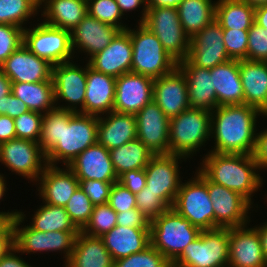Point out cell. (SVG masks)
Returning a JSON list of instances; mask_svg holds the SVG:
<instances>
[{"label":"cell","mask_w":267,"mask_h":267,"mask_svg":"<svg viewBox=\"0 0 267 267\" xmlns=\"http://www.w3.org/2000/svg\"><path fill=\"white\" fill-rule=\"evenodd\" d=\"M43 114L27 111L14 118L16 138L38 142L41 134Z\"/></svg>","instance_id":"f6af8a7d"},{"label":"cell","mask_w":267,"mask_h":267,"mask_svg":"<svg viewBox=\"0 0 267 267\" xmlns=\"http://www.w3.org/2000/svg\"><path fill=\"white\" fill-rule=\"evenodd\" d=\"M217 105L244 104L239 60L231 59L210 69Z\"/></svg>","instance_id":"4dcf8cb0"},{"label":"cell","mask_w":267,"mask_h":267,"mask_svg":"<svg viewBox=\"0 0 267 267\" xmlns=\"http://www.w3.org/2000/svg\"><path fill=\"white\" fill-rule=\"evenodd\" d=\"M244 104L253 106L267 116V62L239 60Z\"/></svg>","instance_id":"f1b7e54d"},{"label":"cell","mask_w":267,"mask_h":267,"mask_svg":"<svg viewBox=\"0 0 267 267\" xmlns=\"http://www.w3.org/2000/svg\"><path fill=\"white\" fill-rule=\"evenodd\" d=\"M153 101L169 119L190 108L187 81L178 67L154 79Z\"/></svg>","instance_id":"44dd1931"},{"label":"cell","mask_w":267,"mask_h":267,"mask_svg":"<svg viewBox=\"0 0 267 267\" xmlns=\"http://www.w3.org/2000/svg\"><path fill=\"white\" fill-rule=\"evenodd\" d=\"M40 11L43 22L71 32L88 14V4L87 0H40Z\"/></svg>","instance_id":"1f68e13d"},{"label":"cell","mask_w":267,"mask_h":267,"mask_svg":"<svg viewBox=\"0 0 267 267\" xmlns=\"http://www.w3.org/2000/svg\"><path fill=\"white\" fill-rule=\"evenodd\" d=\"M248 225L229 228L228 267H267L259 233Z\"/></svg>","instance_id":"7402d4cb"},{"label":"cell","mask_w":267,"mask_h":267,"mask_svg":"<svg viewBox=\"0 0 267 267\" xmlns=\"http://www.w3.org/2000/svg\"><path fill=\"white\" fill-rule=\"evenodd\" d=\"M71 112L55 107L47 113H43L38 144L45 155L60 142L61 123Z\"/></svg>","instance_id":"ab89813d"},{"label":"cell","mask_w":267,"mask_h":267,"mask_svg":"<svg viewBox=\"0 0 267 267\" xmlns=\"http://www.w3.org/2000/svg\"><path fill=\"white\" fill-rule=\"evenodd\" d=\"M19 254V256H18ZM0 267H33L20 256L16 248L0 259Z\"/></svg>","instance_id":"94428289"},{"label":"cell","mask_w":267,"mask_h":267,"mask_svg":"<svg viewBox=\"0 0 267 267\" xmlns=\"http://www.w3.org/2000/svg\"><path fill=\"white\" fill-rule=\"evenodd\" d=\"M114 267H172L171 262L151 244L143 251L114 261Z\"/></svg>","instance_id":"7bdbcfd3"},{"label":"cell","mask_w":267,"mask_h":267,"mask_svg":"<svg viewBox=\"0 0 267 267\" xmlns=\"http://www.w3.org/2000/svg\"><path fill=\"white\" fill-rule=\"evenodd\" d=\"M109 152L118 178L127 171L144 169L154 156L138 138Z\"/></svg>","instance_id":"d590c367"},{"label":"cell","mask_w":267,"mask_h":267,"mask_svg":"<svg viewBox=\"0 0 267 267\" xmlns=\"http://www.w3.org/2000/svg\"><path fill=\"white\" fill-rule=\"evenodd\" d=\"M188 180L181 183L172 208L200 231L214 229L215 214L208 194L207 177L197 169L194 177Z\"/></svg>","instance_id":"9c48e42d"},{"label":"cell","mask_w":267,"mask_h":267,"mask_svg":"<svg viewBox=\"0 0 267 267\" xmlns=\"http://www.w3.org/2000/svg\"><path fill=\"white\" fill-rule=\"evenodd\" d=\"M108 204L117 213H121L136 208V196L120 182H115L111 188Z\"/></svg>","instance_id":"816d5d0a"},{"label":"cell","mask_w":267,"mask_h":267,"mask_svg":"<svg viewBox=\"0 0 267 267\" xmlns=\"http://www.w3.org/2000/svg\"><path fill=\"white\" fill-rule=\"evenodd\" d=\"M215 19L223 29L249 30L255 19V8L241 0H217Z\"/></svg>","instance_id":"8d00e7d4"},{"label":"cell","mask_w":267,"mask_h":267,"mask_svg":"<svg viewBox=\"0 0 267 267\" xmlns=\"http://www.w3.org/2000/svg\"><path fill=\"white\" fill-rule=\"evenodd\" d=\"M135 196L136 208L150 221L170 208L158 194L149 191V188L146 186Z\"/></svg>","instance_id":"7dc6e473"},{"label":"cell","mask_w":267,"mask_h":267,"mask_svg":"<svg viewBox=\"0 0 267 267\" xmlns=\"http://www.w3.org/2000/svg\"><path fill=\"white\" fill-rule=\"evenodd\" d=\"M115 182L118 181L79 180V187L86 193L95 206L108 203L111 188Z\"/></svg>","instance_id":"f907efd6"},{"label":"cell","mask_w":267,"mask_h":267,"mask_svg":"<svg viewBox=\"0 0 267 267\" xmlns=\"http://www.w3.org/2000/svg\"><path fill=\"white\" fill-rule=\"evenodd\" d=\"M210 139L211 112L189 108L170 118L169 154L192 158Z\"/></svg>","instance_id":"277c9868"},{"label":"cell","mask_w":267,"mask_h":267,"mask_svg":"<svg viewBox=\"0 0 267 267\" xmlns=\"http://www.w3.org/2000/svg\"><path fill=\"white\" fill-rule=\"evenodd\" d=\"M38 9L40 0H0V24L15 25L25 29L29 18H34L40 12Z\"/></svg>","instance_id":"f35d334b"},{"label":"cell","mask_w":267,"mask_h":267,"mask_svg":"<svg viewBox=\"0 0 267 267\" xmlns=\"http://www.w3.org/2000/svg\"><path fill=\"white\" fill-rule=\"evenodd\" d=\"M216 2L215 0H183L178 4L181 25L190 38L215 19Z\"/></svg>","instance_id":"e575fe53"},{"label":"cell","mask_w":267,"mask_h":267,"mask_svg":"<svg viewBox=\"0 0 267 267\" xmlns=\"http://www.w3.org/2000/svg\"><path fill=\"white\" fill-rule=\"evenodd\" d=\"M121 30L106 24L87 14L70 32L71 47L75 53H85L87 61L96 53L102 51ZM83 51V52H82Z\"/></svg>","instance_id":"ffe728a7"},{"label":"cell","mask_w":267,"mask_h":267,"mask_svg":"<svg viewBox=\"0 0 267 267\" xmlns=\"http://www.w3.org/2000/svg\"><path fill=\"white\" fill-rule=\"evenodd\" d=\"M137 24L136 28L130 27L131 72L156 79L173 71L178 66V62L164 50L153 32L142 23Z\"/></svg>","instance_id":"8992f818"},{"label":"cell","mask_w":267,"mask_h":267,"mask_svg":"<svg viewBox=\"0 0 267 267\" xmlns=\"http://www.w3.org/2000/svg\"><path fill=\"white\" fill-rule=\"evenodd\" d=\"M27 111L29 109L26 104L12 93L0 99V115H7L14 119Z\"/></svg>","instance_id":"11a10c76"},{"label":"cell","mask_w":267,"mask_h":267,"mask_svg":"<svg viewBox=\"0 0 267 267\" xmlns=\"http://www.w3.org/2000/svg\"><path fill=\"white\" fill-rule=\"evenodd\" d=\"M253 226L259 233L264 258L267 262V222ZM259 225V226H258Z\"/></svg>","instance_id":"be15d7a7"},{"label":"cell","mask_w":267,"mask_h":267,"mask_svg":"<svg viewBox=\"0 0 267 267\" xmlns=\"http://www.w3.org/2000/svg\"><path fill=\"white\" fill-rule=\"evenodd\" d=\"M149 229L150 244L171 263L201 232L172 207L151 220Z\"/></svg>","instance_id":"5b68a950"},{"label":"cell","mask_w":267,"mask_h":267,"mask_svg":"<svg viewBox=\"0 0 267 267\" xmlns=\"http://www.w3.org/2000/svg\"><path fill=\"white\" fill-rule=\"evenodd\" d=\"M116 77L100 73L90 67L87 61L86 95L83 113L102 116L113 111Z\"/></svg>","instance_id":"4316f807"},{"label":"cell","mask_w":267,"mask_h":267,"mask_svg":"<svg viewBox=\"0 0 267 267\" xmlns=\"http://www.w3.org/2000/svg\"><path fill=\"white\" fill-rule=\"evenodd\" d=\"M117 225L131 228H149L150 220L137 208L117 213Z\"/></svg>","instance_id":"f5cc1de1"},{"label":"cell","mask_w":267,"mask_h":267,"mask_svg":"<svg viewBox=\"0 0 267 267\" xmlns=\"http://www.w3.org/2000/svg\"><path fill=\"white\" fill-rule=\"evenodd\" d=\"M34 215H32L30 226L40 232H53V231H80L65 207L54 206L47 203H41Z\"/></svg>","instance_id":"74e56055"},{"label":"cell","mask_w":267,"mask_h":267,"mask_svg":"<svg viewBox=\"0 0 267 267\" xmlns=\"http://www.w3.org/2000/svg\"><path fill=\"white\" fill-rule=\"evenodd\" d=\"M187 59L205 69L231 60L224 45L223 28L216 19L191 37Z\"/></svg>","instance_id":"2e32d148"},{"label":"cell","mask_w":267,"mask_h":267,"mask_svg":"<svg viewBox=\"0 0 267 267\" xmlns=\"http://www.w3.org/2000/svg\"><path fill=\"white\" fill-rule=\"evenodd\" d=\"M14 248V230L10 222L0 232V259L6 256Z\"/></svg>","instance_id":"680465c9"},{"label":"cell","mask_w":267,"mask_h":267,"mask_svg":"<svg viewBox=\"0 0 267 267\" xmlns=\"http://www.w3.org/2000/svg\"><path fill=\"white\" fill-rule=\"evenodd\" d=\"M223 41L231 59H247L248 30L223 29Z\"/></svg>","instance_id":"c3c4849f"},{"label":"cell","mask_w":267,"mask_h":267,"mask_svg":"<svg viewBox=\"0 0 267 267\" xmlns=\"http://www.w3.org/2000/svg\"><path fill=\"white\" fill-rule=\"evenodd\" d=\"M11 85L12 82L8 79V77L3 73L0 68V99L11 93Z\"/></svg>","instance_id":"e7e4bbea"},{"label":"cell","mask_w":267,"mask_h":267,"mask_svg":"<svg viewBox=\"0 0 267 267\" xmlns=\"http://www.w3.org/2000/svg\"><path fill=\"white\" fill-rule=\"evenodd\" d=\"M63 167L47 165L39 177L36 190L43 203L65 207L79 187V180L74 172L68 166Z\"/></svg>","instance_id":"cb8c5ba5"},{"label":"cell","mask_w":267,"mask_h":267,"mask_svg":"<svg viewBox=\"0 0 267 267\" xmlns=\"http://www.w3.org/2000/svg\"><path fill=\"white\" fill-rule=\"evenodd\" d=\"M15 210V211H14ZM13 211H0V232L13 220L18 214L19 211L14 209Z\"/></svg>","instance_id":"03108f58"},{"label":"cell","mask_w":267,"mask_h":267,"mask_svg":"<svg viewBox=\"0 0 267 267\" xmlns=\"http://www.w3.org/2000/svg\"><path fill=\"white\" fill-rule=\"evenodd\" d=\"M160 40L164 50L177 62L187 59L190 36L184 31L175 7H148L142 23Z\"/></svg>","instance_id":"30bf717a"},{"label":"cell","mask_w":267,"mask_h":267,"mask_svg":"<svg viewBox=\"0 0 267 267\" xmlns=\"http://www.w3.org/2000/svg\"><path fill=\"white\" fill-rule=\"evenodd\" d=\"M260 171L267 170V128L257 132L256 147L253 153Z\"/></svg>","instance_id":"9f6ffc18"},{"label":"cell","mask_w":267,"mask_h":267,"mask_svg":"<svg viewBox=\"0 0 267 267\" xmlns=\"http://www.w3.org/2000/svg\"><path fill=\"white\" fill-rule=\"evenodd\" d=\"M118 182L136 195L146 186L145 170L137 169L127 171L118 178Z\"/></svg>","instance_id":"db71d44e"},{"label":"cell","mask_w":267,"mask_h":267,"mask_svg":"<svg viewBox=\"0 0 267 267\" xmlns=\"http://www.w3.org/2000/svg\"><path fill=\"white\" fill-rule=\"evenodd\" d=\"M186 159L184 156L173 154L155 155L144 168L146 187L149 191L158 194L169 207H173L182 183L179 165L183 161L186 162Z\"/></svg>","instance_id":"5bb4252c"},{"label":"cell","mask_w":267,"mask_h":267,"mask_svg":"<svg viewBox=\"0 0 267 267\" xmlns=\"http://www.w3.org/2000/svg\"><path fill=\"white\" fill-rule=\"evenodd\" d=\"M24 43V28L0 24V65Z\"/></svg>","instance_id":"bcb514c9"},{"label":"cell","mask_w":267,"mask_h":267,"mask_svg":"<svg viewBox=\"0 0 267 267\" xmlns=\"http://www.w3.org/2000/svg\"><path fill=\"white\" fill-rule=\"evenodd\" d=\"M137 138V121L134 114L116 111L98 119L97 142L108 150L120 147Z\"/></svg>","instance_id":"83f0119b"},{"label":"cell","mask_w":267,"mask_h":267,"mask_svg":"<svg viewBox=\"0 0 267 267\" xmlns=\"http://www.w3.org/2000/svg\"><path fill=\"white\" fill-rule=\"evenodd\" d=\"M4 175L5 174H1L0 173V201L1 200H4V199H2L3 198V196L5 197L6 195V193L5 192H7L8 191V188H7V184H6V177H4ZM7 190V191H6Z\"/></svg>","instance_id":"a7ac6f4b"},{"label":"cell","mask_w":267,"mask_h":267,"mask_svg":"<svg viewBox=\"0 0 267 267\" xmlns=\"http://www.w3.org/2000/svg\"><path fill=\"white\" fill-rule=\"evenodd\" d=\"M24 213L19 210V214L10 221L14 230V245L18 252L21 255L44 251L63 253L65 265L71 257L76 236L80 231L40 232L30 225L24 226L27 217Z\"/></svg>","instance_id":"ba28073f"},{"label":"cell","mask_w":267,"mask_h":267,"mask_svg":"<svg viewBox=\"0 0 267 267\" xmlns=\"http://www.w3.org/2000/svg\"><path fill=\"white\" fill-rule=\"evenodd\" d=\"M88 14L97 20L110 24L124 31L128 25L123 24L119 6L115 0H87Z\"/></svg>","instance_id":"b9f144b4"},{"label":"cell","mask_w":267,"mask_h":267,"mask_svg":"<svg viewBox=\"0 0 267 267\" xmlns=\"http://www.w3.org/2000/svg\"><path fill=\"white\" fill-rule=\"evenodd\" d=\"M85 62V66H80L73 60L52 65L51 78L57 108L83 113L87 82V60ZM59 100L66 103L61 105L60 102L58 103ZM64 104L67 105L64 106Z\"/></svg>","instance_id":"7c38bea8"},{"label":"cell","mask_w":267,"mask_h":267,"mask_svg":"<svg viewBox=\"0 0 267 267\" xmlns=\"http://www.w3.org/2000/svg\"><path fill=\"white\" fill-rule=\"evenodd\" d=\"M117 212L108 203L95 205L89 221L81 232L101 237L117 225Z\"/></svg>","instance_id":"60d3db41"},{"label":"cell","mask_w":267,"mask_h":267,"mask_svg":"<svg viewBox=\"0 0 267 267\" xmlns=\"http://www.w3.org/2000/svg\"><path fill=\"white\" fill-rule=\"evenodd\" d=\"M183 0H148V7H175Z\"/></svg>","instance_id":"003e7915"},{"label":"cell","mask_w":267,"mask_h":267,"mask_svg":"<svg viewBox=\"0 0 267 267\" xmlns=\"http://www.w3.org/2000/svg\"><path fill=\"white\" fill-rule=\"evenodd\" d=\"M0 68L12 83L44 82L49 81L52 76V64L32 53L24 44Z\"/></svg>","instance_id":"d6986e66"},{"label":"cell","mask_w":267,"mask_h":267,"mask_svg":"<svg viewBox=\"0 0 267 267\" xmlns=\"http://www.w3.org/2000/svg\"><path fill=\"white\" fill-rule=\"evenodd\" d=\"M0 162L11 173L37 184L46 168V155L38 142L20 138L0 144Z\"/></svg>","instance_id":"4fadbf2b"},{"label":"cell","mask_w":267,"mask_h":267,"mask_svg":"<svg viewBox=\"0 0 267 267\" xmlns=\"http://www.w3.org/2000/svg\"><path fill=\"white\" fill-rule=\"evenodd\" d=\"M154 79L128 72L116 77L113 111L136 115L153 100Z\"/></svg>","instance_id":"ac0fdd59"},{"label":"cell","mask_w":267,"mask_h":267,"mask_svg":"<svg viewBox=\"0 0 267 267\" xmlns=\"http://www.w3.org/2000/svg\"><path fill=\"white\" fill-rule=\"evenodd\" d=\"M116 3L119 6L120 12L122 13L123 17L124 15H127V12H132V11H136V9L141 8L142 6V11H141V17H139L140 19H138V23H143L145 17H146V13H147V9H148V0H115ZM126 12V13H125Z\"/></svg>","instance_id":"6f0895ef"},{"label":"cell","mask_w":267,"mask_h":267,"mask_svg":"<svg viewBox=\"0 0 267 267\" xmlns=\"http://www.w3.org/2000/svg\"><path fill=\"white\" fill-rule=\"evenodd\" d=\"M198 169L211 181L242 195L253 207L264 184L253 155L207 152Z\"/></svg>","instance_id":"7a4b0ae2"},{"label":"cell","mask_w":267,"mask_h":267,"mask_svg":"<svg viewBox=\"0 0 267 267\" xmlns=\"http://www.w3.org/2000/svg\"><path fill=\"white\" fill-rule=\"evenodd\" d=\"M254 23L267 30V5H261L255 8Z\"/></svg>","instance_id":"6125c7cd"},{"label":"cell","mask_w":267,"mask_h":267,"mask_svg":"<svg viewBox=\"0 0 267 267\" xmlns=\"http://www.w3.org/2000/svg\"><path fill=\"white\" fill-rule=\"evenodd\" d=\"M101 239L115 261L141 252L148 247L150 245V229L116 225L101 236Z\"/></svg>","instance_id":"f546056e"},{"label":"cell","mask_w":267,"mask_h":267,"mask_svg":"<svg viewBox=\"0 0 267 267\" xmlns=\"http://www.w3.org/2000/svg\"><path fill=\"white\" fill-rule=\"evenodd\" d=\"M11 93L24 102L30 111L43 114L56 107L52 78L44 82L12 83Z\"/></svg>","instance_id":"836d02e7"},{"label":"cell","mask_w":267,"mask_h":267,"mask_svg":"<svg viewBox=\"0 0 267 267\" xmlns=\"http://www.w3.org/2000/svg\"><path fill=\"white\" fill-rule=\"evenodd\" d=\"M98 116L71 112L61 123L60 142L46 155L48 165L68 166L80 153L97 143Z\"/></svg>","instance_id":"3957f363"},{"label":"cell","mask_w":267,"mask_h":267,"mask_svg":"<svg viewBox=\"0 0 267 267\" xmlns=\"http://www.w3.org/2000/svg\"><path fill=\"white\" fill-rule=\"evenodd\" d=\"M68 167L78 180L118 181L109 150L98 142L80 153Z\"/></svg>","instance_id":"d4e9b609"},{"label":"cell","mask_w":267,"mask_h":267,"mask_svg":"<svg viewBox=\"0 0 267 267\" xmlns=\"http://www.w3.org/2000/svg\"><path fill=\"white\" fill-rule=\"evenodd\" d=\"M241 1L247 3L249 6H252L254 8L261 5H267V0H241Z\"/></svg>","instance_id":"89a4df30"},{"label":"cell","mask_w":267,"mask_h":267,"mask_svg":"<svg viewBox=\"0 0 267 267\" xmlns=\"http://www.w3.org/2000/svg\"><path fill=\"white\" fill-rule=\"evenodd\" d=\"M208 194L215 214V228H234L250 224L254 208L242 195L207 178ZM250 213V214H249Z\"/></svg>","instance_id":"9a60e30c"},{"label":"cell","mask_w":267,"mask_h":267,"mask_svg":"<svg viewBox=\"0 0 267 267\" xmlns=\"http://www.w3.org/2000/svg\"><path fill=\"white\" fill-rule=\"evenodd\" d=\"M94 205L86 193L78 187L65 205L75 226L81 231L90 219Z\"/></svg>","instance_id":"ee69618b"},{"label":"cell","mask_w":267,"mask_h":267,"mask_svg":"<svg viewBox=\"0 0 267 267\" xmlns=\"http://www.w3.org/2000/svg\"><path fill=\"white\" fill-rule=\"evenodd\" d=\"M257 108L246 104L222 105L211 112V139L208 152L253 155L257 139Z\"/></svg>","instance_id":"6da1fadb"},{"label":"cell","mask_w":267,"mask_h":267,"mask_svg":"<svg viewBox=\"0 0 267 267\" xmlns=\"http://www.w3.org/2000/svg\"><path fill=\"white\" fill-rule=\"evenodd\" d=\"M247 60L267 62V30L256 23L248 30Z\"/></svg>","instance_id":"681fc988"},{"label":"cell","mask_w":267,"mask_h":267,"mask_svg":"<svg viewBox=\"0 0 267 267\" xmlns=\"http://www.w3.org/2000/svg\"><path fill=\"white\" fill-rule=\"evenodd\" d=\"M38 23L24 29V45L35 55L52 65L74 60L70 31Z\"/></svg>","instance_id":"8fae6325"},{"label":"cell","mask_w":267,"mask_h":267,"mask_svg":"<svg viewBox=\"0 0 267 267\" xmlns=\"http://www.w3.org/2000/svg\"><path fill=\"white\" fill-rule=\"evenodd\" d=\"M229 228L201 231L171 263L172 267H228Z\"/></svg>","instance_id":"52a82bcc"},{"label":"cell","mask_w":267,"mask_h":267,"mask_svg":"<svg viewBox=\"0 0 267 267\" xmlns=\"http://www.w3.org/2000/svg\"><path fill=\"white\" fill-rule=\"evenodd\" d=\"M16 138L14 119L0 115V144Z\"/></svg>","instance_id":"91938a15"},{"label":"cell","mask_w":267,"mask_h":267,"mask_svg":"<svg viewBox=\"0 0 267 267\" xmlns=\"http://www.w3.org/2000/svg\"><path fill=\"white\" fill-rule=\"evenodd\" d=\"M64 267H114V260L101 237L79 232L70 259Z\"/></svg>","instance_id":"d6a6232c"},{"label":"cell","mask_w":267,"mask_h":267,"mask_svg":"<svg viewBox=\"0 0 267 267\" xmlns=\"http://www.w3.org/2000/svg\"><path fill=\"white\" fill-rule=\"evenodd\" d=\"M177 67L187 81L190 108L214 111L218 105L210 69L194 66L188 59L179 61Z\"/></svg>","instance_id":"484cf974"},{"label":"cell","mask_w":267,"mask_h":267,"mask_svg":"<svg viewBox=\"0 0 267 267\" xmlns=\"http://www.w3.org/2000/svg\"><path fill=\"white\" fill-rule=\"evenodd\" d=\"M137 138L152 155L169 154V121L159 106L152 100L136 115Z\"/></svg>","instance_id":"e0dca14e"},{"label":"cell","mask_w":267,"mask_h":267,"mask_svg":"<svg viewBox=\"0 0 267 267\" xmlns=\"http://www.w3.org/2000/svg\"><path fill=\"white\" fill-rule=\"evenodd\" d=\"M88 63L95 71L114 77L131 72L132 41L130 27L120 31L110 44L92 56Z\"/></svg>","instance_id":"603a6c76"}]
</instances>
